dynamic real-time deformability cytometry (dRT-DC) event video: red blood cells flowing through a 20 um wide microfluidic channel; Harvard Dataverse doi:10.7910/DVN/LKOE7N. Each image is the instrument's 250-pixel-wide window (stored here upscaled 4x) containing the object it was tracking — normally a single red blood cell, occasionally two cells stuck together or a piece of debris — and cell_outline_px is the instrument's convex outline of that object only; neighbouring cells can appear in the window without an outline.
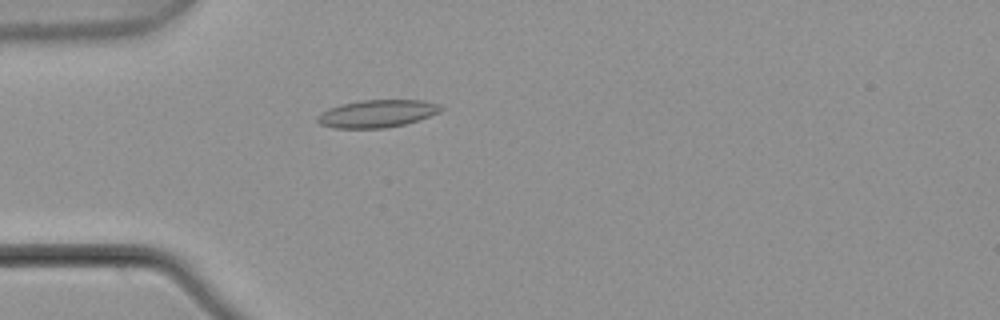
{"species": "common noctule bat (a hibernating species)", "species_latin": "Nyctalus noctula", "temperature_condition": "warm", "stored_images_in_passage": 2, "camera_frame_rate_fps": 3000, "um_per_image_px": 0.085, "animal": {"sex": "male", "body_mass_g": 21.5, "forearm_length_mm": 52.0}, "frame": {"image": 1, "passage_image": 2, "time_ms": 0.333, "image_size_px": [1000, 320], "cell_outline_px": [[444, 108], [440, 112], [404, 124], [384, 128], [336, 128], [320, 124], [316, 120], [316, 116], [320, 112], [328, 108], [340, 104], [360, 100], [424, 100], [440, 104]], "centroid_in_image_um": [32.02, 9.64], "position_along_channel_um": 53.0, "area_um2": 19.88}}